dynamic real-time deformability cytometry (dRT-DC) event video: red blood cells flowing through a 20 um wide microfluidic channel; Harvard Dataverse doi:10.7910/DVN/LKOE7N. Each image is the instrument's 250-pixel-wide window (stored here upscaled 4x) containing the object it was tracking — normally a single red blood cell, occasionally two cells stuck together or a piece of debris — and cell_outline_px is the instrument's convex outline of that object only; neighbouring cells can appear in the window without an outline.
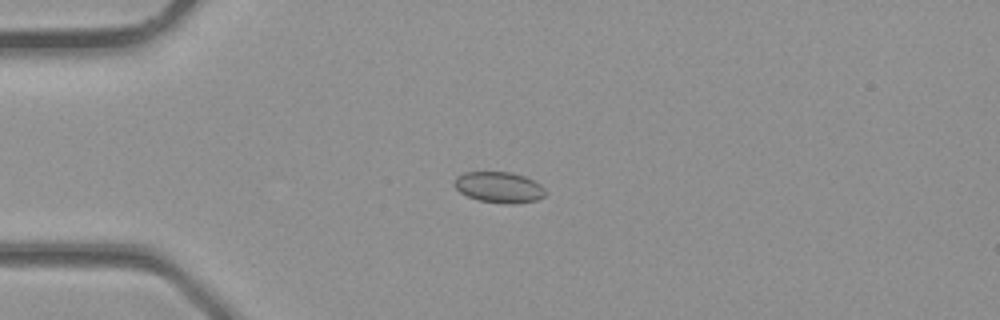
{"species": "common noctule bat (a hibernating species)", "species_latin": "Nyctalus noctula", "temperature_condition": "room temperature", "stored_images_in_passage": 2, "camera_frame_rate_fps": 3000, "um_per_image_px": 0.085, "animal": {"sex": "male", "body_mass_g": 23.1, "forearm_length_mm": 52.7}, "frame": {"image": 1, "passage_image": 2, "time_ms": 0.333, "image_size_px": [1000, 320], "cell_outline_px": [[548, 192], [544, 196], [536, 200], [512, 204], [480, 200], [468, 196], [460, 192], [452, 184], [456, 176], [464, 172], [512, 172], [524, 176], [540, 184]], "centroid_in_image_um": [42.41, 15.9], "position_along_channel_um": 42.6, "area_um2": 16.36}}